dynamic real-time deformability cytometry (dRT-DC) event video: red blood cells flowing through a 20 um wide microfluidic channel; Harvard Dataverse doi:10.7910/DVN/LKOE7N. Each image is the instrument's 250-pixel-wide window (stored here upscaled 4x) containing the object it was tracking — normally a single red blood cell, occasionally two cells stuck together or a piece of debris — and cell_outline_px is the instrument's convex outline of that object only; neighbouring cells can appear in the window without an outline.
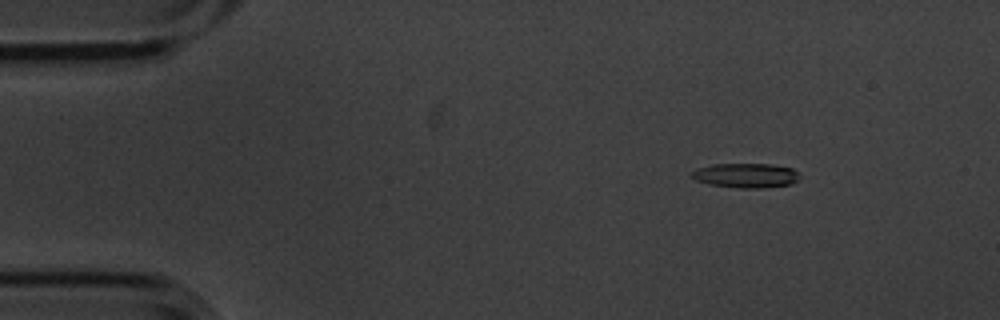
{"species": "common noctule bat (a hibernating species)", "species_latin": "Nyctalus noctula", "temperature_condition": "cold", "stored_images_in_passage": 4, "camera_frame_rate_fps": 3000, "um_per_image_px": 0.085, "animal": {"sex": "male", "body_mass_g": 20.1, "forearm_length_mm": 53.5}, "frame": {"image": 1, "passage_image": 2, "time_ms": 0.333, "image_size_px": [1000, 320], "cell_outline_px": [[800, 180], [792, 184], [764, 188], [740, 188], [712, 184], [696, 180], [692, 176], [692, 172], [696, 168], [712, 164], [768, 164], [792, 168], [800, 176]], "centroid_in_image_um": [63.44, 14.91], "position_along_channel_um": 21.6, "area_um2": 15.37}}